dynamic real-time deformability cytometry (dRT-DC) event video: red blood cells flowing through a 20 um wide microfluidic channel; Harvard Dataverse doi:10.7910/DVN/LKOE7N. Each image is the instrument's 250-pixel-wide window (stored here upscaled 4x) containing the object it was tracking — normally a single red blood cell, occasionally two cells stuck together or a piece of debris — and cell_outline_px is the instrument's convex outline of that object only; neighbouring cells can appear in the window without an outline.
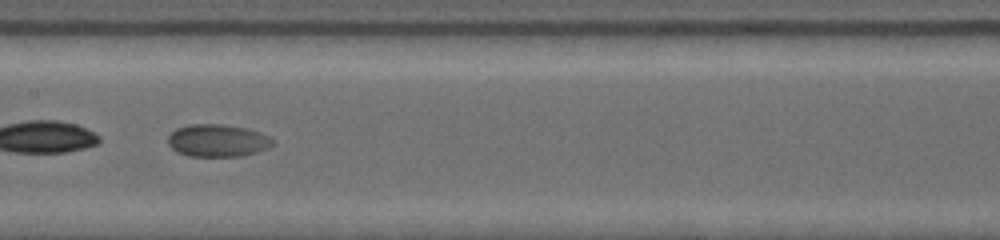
{"species": "common noctule bat (a hibernating species)", "species_latin": "Nyctalus noctula", "temperature_condition": "warm", "stored_images_in_passage": 58, "camera_frame_rate_fps": 5000, "um_per_image_px": 0.085, "animal": {"sex": "female", "body_mass_g": 19.0, "forearm_length_mm": 53.3}, "frame": {"image": 1, "passage_image": 25, "time_ms": 3.2, "image_size_px": [1000, 240], "cell_outline_px": [[276, 144], [268, 148], [244, 156], [188, 156], [176, 152], [168, 144], [168, 136], [176, 128], [188, 124], [220, 124], [248, 128], [260, 132], [268, 136]], "centroid_in_image_um": [18.49, 11.95], "position_along_channel_um": 188.9, "area_um2": 20.0}}
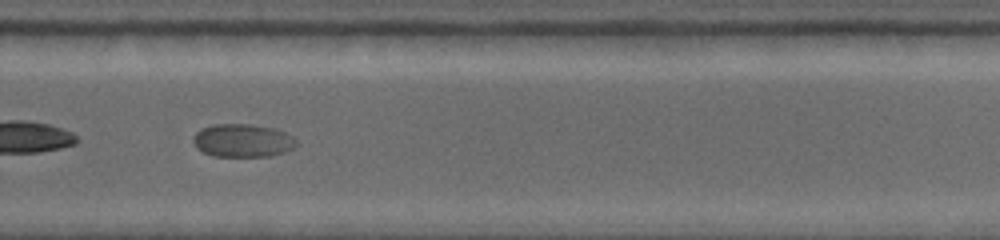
{"frame": {"image": 2, "passage_image": 50, "time_ms": 6.4, "image_size_px": [1000, 240], "cell_outline_px": [[296, 144], [292, 148], [284, 152], [268, 156], [212, 156], [196, 148], [192, 140], [196, 132], [204, 128], [216, 124], [244, 124], [272, 128], [284, 132], [296, 140]], "centroid_in_image_um": [20.58, 11.95], "position_along_channel_um": 309.2, "area_um2": 19.54}}
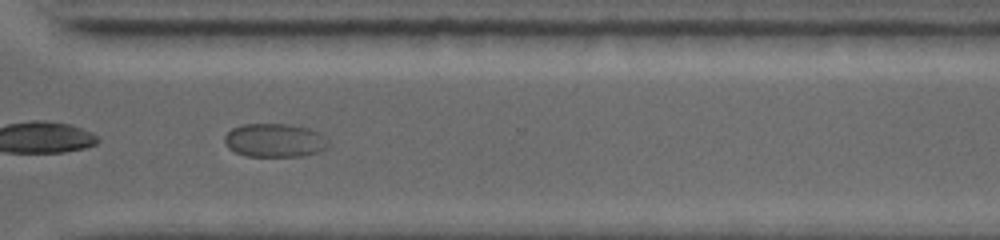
{"frame": {"image": 3, "passage_image": 57, "time_ms": 7.4, "image_size_px": [1000, 240], "cell_outline_px": [[328, 148], [320, 152], [304, 156], [244, 156], [228, 148], [224, 140], [228, 132], [232, 128], [248, 124], [280, 124], [304, 128], [328, 144]], "centroid_in_image_um": [23.24, 11.97], "position_along_channel_um": 347.4, "area_um2": 19.48}}